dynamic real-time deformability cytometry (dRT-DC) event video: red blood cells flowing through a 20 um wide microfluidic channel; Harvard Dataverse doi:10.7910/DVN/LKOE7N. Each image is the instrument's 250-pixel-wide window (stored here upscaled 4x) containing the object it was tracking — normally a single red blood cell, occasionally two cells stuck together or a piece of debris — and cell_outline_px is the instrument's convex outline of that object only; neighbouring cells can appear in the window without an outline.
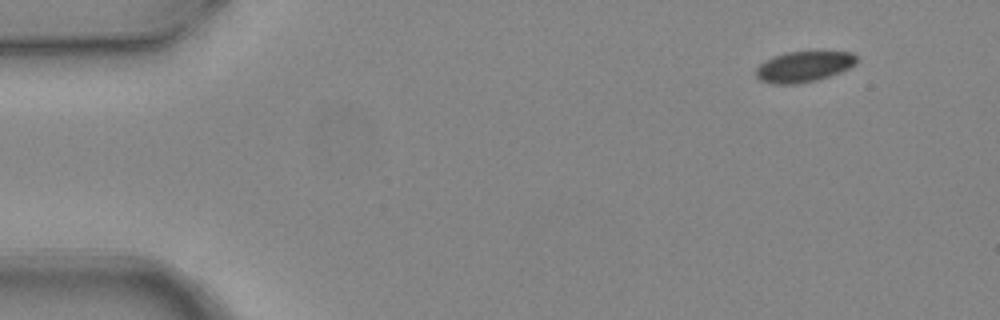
{"species": "common noctule bat (a hibernating species)", "species_latin": "Nyctalus noctula", "temperature_condition": "warm", "stored_images_in_passage": 5, "segment_of_instrument_passage": [2, 2], "camera_frame_rate_fps": 3000, "um_per_image_px": 0.085, "animal": {"sex": "female", "body_mass_g": 24.6, "forearm_length_mm": 56.2}, "frame": {"image": 1, "passage_image": 5, "time_ms": 1.333, "image_size_px": [1000, 320], "cell_outline_px": [[856, 64], [840, 72], [816, 80], [796, 84], [772, 84], [760, 80], [756, 76], [756, 68], [764, 60], [784, 52], [852, 52], [856, 56]], "centroid_in_image_um": [68.28, 5.66], "position_along_channel_um": 16.7, "area_um2": 17.92}}